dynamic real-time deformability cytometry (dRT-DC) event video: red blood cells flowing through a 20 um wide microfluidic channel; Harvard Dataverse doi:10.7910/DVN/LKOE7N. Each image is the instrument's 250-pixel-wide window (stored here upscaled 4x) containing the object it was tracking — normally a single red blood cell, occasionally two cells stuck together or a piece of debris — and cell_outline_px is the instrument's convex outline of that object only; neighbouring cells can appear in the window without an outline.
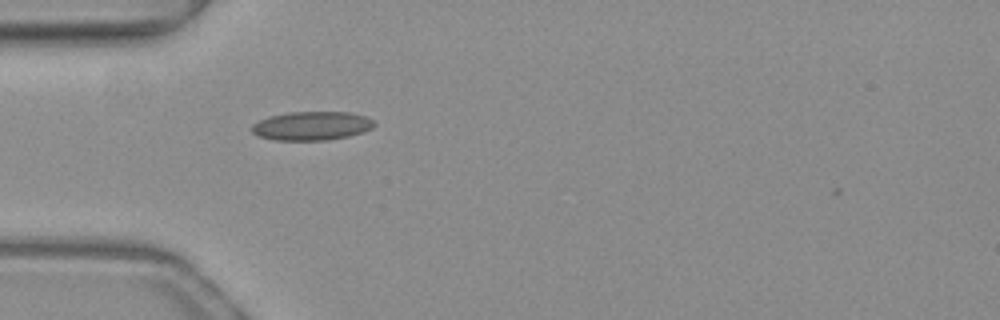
{"species": "common noctule bat (a hibernating species)", "species_latin": "Nyctalus noctula", "temperature_condition": "warm", "stored_images_in_passage": 37, "camera_frame_rate_fps": 3000, "um_per_image_px": 0.085, "animal": {"sex": "female", "body_mass_g": 19.3, "forearm_length_mm": 54.1}, "frame": {"image": 1, "passage_image": 1, "time_ms": 0.0, "image_size_px": [1000, 320], "cell_outline_px": [[376, 124], [372, 128], [348, 136], [328, 140], [276, 140], [256, 136], [252, 132], [252, 124], [268, 116], [288, 112], [348, 112], [364, 116], [372, 120]], "centroid_in_image_um": [26.45, 10.7], "position_along_channel_um": 58.5, "area_um2": 20.46}}
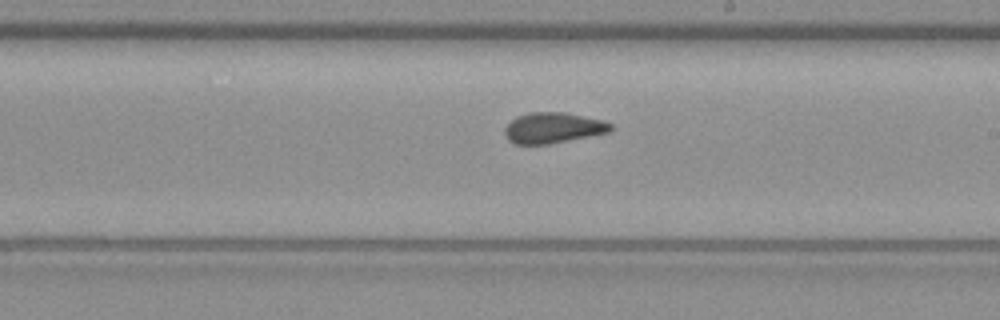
{"frame": {"image": 2, "passage_image": 15, "time_ms": 4.667, "image_size_px": [1000, 320], "cell_outline_px": [[612, 128], [608, 132], [548, 144], [516, 144], [508, 140], [504, 136], [504, 128], [516, 116], [528, 112], [564, 112], [600, 120], [612, 124]], "centroid_in_image_um": [46.94, 10.86], "position_along_channel_um": 242.1, "area_um2": 18.73}}
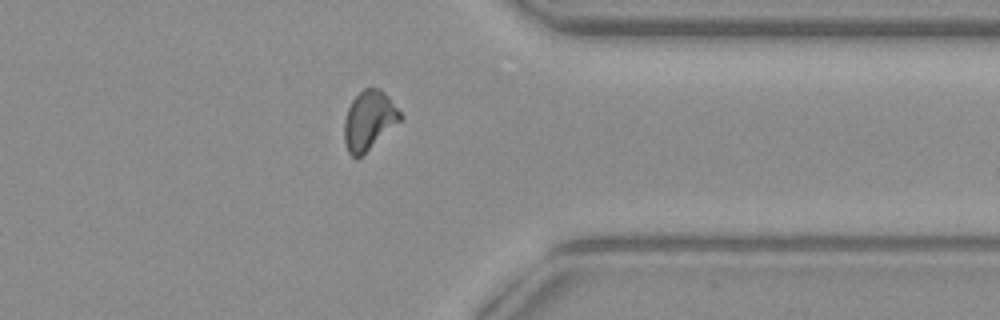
{"frame": {"image": 3, "passage_image": 26, "time_ms": 8.333, "image_size_px": [1000, 320], "cell_outline_px": [[404, 116], [400, 120], [356, 160], [348, 152], [344, 140], [344, 120], [348, 108], [352, 100], [364, 88], [380, 88], [388, 96]], "centroid_in_image_um": [31.35, 10.21], "position_along_channel_um": 380.1, "area_um2": 18.96}, "authors_computed_cell_mechanics": {"area_um2": 18.9584, "velocity_mm_per_s": 3.9989, "shape_relaxation_time_tau1_ms": null, "shape_relaxation_time_tau2_ms": 1.4273, "deformation_change_tau1": null, "deformation_change_tau2": 0.0664}}